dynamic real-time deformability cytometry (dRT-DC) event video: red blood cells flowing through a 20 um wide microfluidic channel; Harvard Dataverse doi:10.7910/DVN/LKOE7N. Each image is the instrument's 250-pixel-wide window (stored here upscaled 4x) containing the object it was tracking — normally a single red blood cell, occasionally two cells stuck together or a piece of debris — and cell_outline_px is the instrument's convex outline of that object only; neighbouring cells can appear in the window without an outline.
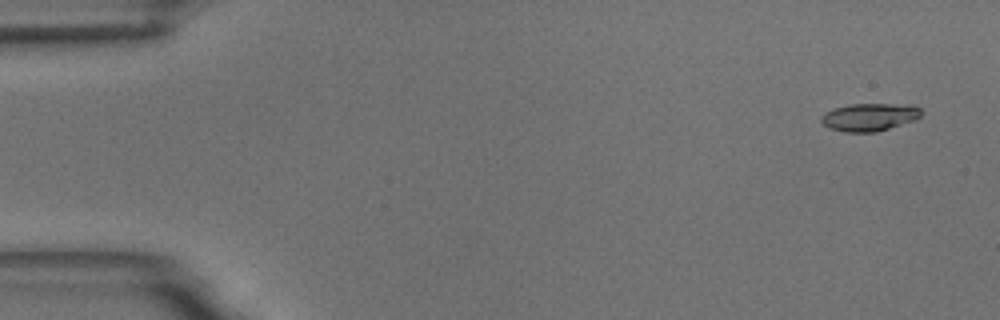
{"species": "common noctule bat (a hibernating species)", "species_latin": "Nyctalus noctula", "temperature_condition": "room temperature", "stored_images_in_passage": 56, "camera_frame_rate_fps": 3000, "um_per_image_px": 0.085, "animal": {"sex": "male", "body_mass_g": 18.8}, "frame": {"image": 1, "passage_image": 3, "time_ms": 0.667, "image_size_px": [1000, 320], "cell_outline_px": [[920, 116], [916, 120], [876, 132], [844, 132], [828, 128], [820, 120], [820, 116], [824, 112], [848, 104], [892, 104], [920, 108]], "centroid_in_image_um": [73.83, 9.97], "position_along_channel_um": 11.2, "area_um2": 16.01}}
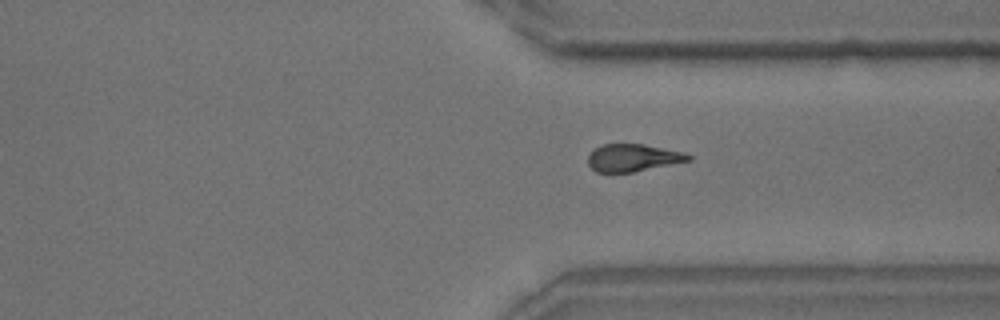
{"frame": {"image": 2, "passage_image": 42, "time_ms": 13.667, "image_size_px": [1000, 320], "cell_outline_px": [[692, 160], [632, 172], [596, 172], [588, 164], [588, 156], [596, 148], [604, 144], [644, 144], [684, 152], [692, 156]], "centroid_in_image_um": [53.82, 13.41], "position_along_channel_um": 357.6, "area_um2": 15.9}}
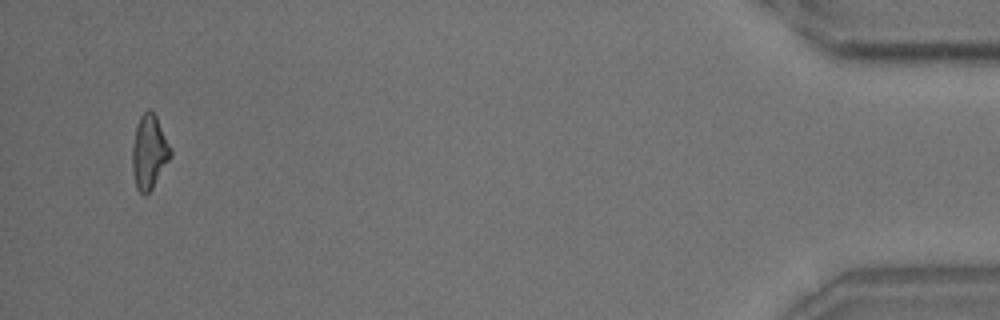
{"frame": {"image": 3, "passage_image": 54, "time_ms": 17.667, "image_size_px": [1000, 320], "cell_outline_px": [[172, 156], [152, 188], [144, 196], [136, 188], [132, 172], [132, 144], [136, 124], [140, 116], [148, 108], [156, 116], [172, 152]], "centroid_in_image_um": [12.66, 12.93], "position_along_channel_um": 422.5, "area_um2": 16.47}, "authors_computed_cell_mechanics": {"area_um2": 16.5019, "velocity_mm_per_s": 3.6213, "shape_relaxation_time_tau1_ms": 6.4476, "shape_relaxation_time_tau2_ms": 3.8354, "deformation_change_tau1": 0.186, "deformation_change_tau2": 0.1178}}